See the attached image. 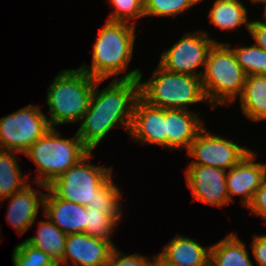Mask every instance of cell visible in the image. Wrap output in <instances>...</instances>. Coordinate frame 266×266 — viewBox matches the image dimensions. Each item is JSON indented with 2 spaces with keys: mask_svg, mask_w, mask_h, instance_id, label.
<instances>
[{
  "mask_svg": "<svg viewBox=\"0 0 266 266\" xmlns=\"http://www.w3.org/2000/svg\"><path fill=\"white\" fill-rule=\"evenodd\" d=\"M129 135L138 143L166 148L165 109L153 106L139 96L134 104Z\"/></svg>",
  "mask_w": 266,
  "mask_h": 266,
  "instance_id": "14",
  "label": "cell"
},
{
  "mask_svg": "<svg viewBox=\"0 0 266 266\" xmlns=\"http://www.w3.org/2000/svg\"><path fill=\"white\" fill-rule=\"evenodd\" d=\"M247 9L240 0H215L209 11V23L220 30L233 31L245 25L249 32Z\"/></svg>",
  "mask_w": 266,
  "mask_h": 266,
  "instance_id": "21",
  "label": "cell"
},
{
  "mask_svg": "<svg viewBox=\"0 0 266 266\" xmlns=\"http://www.w3.org/2000/svg\"><path fill=\"white\" fill-rule=\"evenodd\" d=\"M152 258L154 261H152L149 266H167L161 259L157 257V255H153Z\"/></svg>",
  "mask_w": 266,
  "mask_h": 266,
  "instance_id": "34",
  "label": "cell"
},
{
  "mask_svg": "<svg viewBox=\"0 0 266 266\" xmlns=\"http://www.w3.org/2000/svg\"><path fill=\"white\" fill-rule=\"evenodd\" d=\"M14 153L17 152L0 150V202L31 183L20 170Z\"/></svg>",
  "mask_w": 266,
  "mask_h": 266,
  "instance_id": "23",
  "label": "cell"
},
{
  "mask_svg": "<svg viewBox=\"0 0 266 266\" xmlns=\"http://www.w3.org/2000/svg\"><path fill=\"white\" fill-rule=\"evenodd\" d=\"M114 11L107 20L132 23L136 26V19L145 17L144 0H109Z\"/></svg>",
  "mask_w": 266,
  "mask_h": 266,
  "instance_id": "29",
  "label": "cell"
},
{
  "mask_svg": "<svg viewBox=\"0 0 266 266\" xmlns=\"http://www.w3.org/2000/svg\"><path fill=\"white\" fill-rule=\"evenodd\" d=\"M250 247L258 266H266V235L255 236L254 234V239Z\"/></svg>",
  "mask_w": 266,
  "mask_h": 266,
  "instance_id": "32",
  "label": "cell"
},
{
  "mask_svg": "<svg viewBox=\"0 0 266 266\" xmlns=\"http://www.w3.org/2000/svg\"><path fill=\"white\" fill-rule=\"evenodd\" d=\"M139 96L147 103L163 109L190 110L189 105L207 102L201 77L174 73L159 64L148 81L139 77Z\"/></svg>",
  "mask_w": 266,
  "mask_h": 266,
  "instance_id": "5",
  "label": "cell"
},
{
  "mask_svg": "<svg viewBox=\"0 0 266 266\" xmlns=\"http://www.w3.org/2000/svg\"><path fill=\"white\" fill-rule=\"evenodd\" d=\"M249 33L255 44L266 51V24L260 20L250 22Z\"/></svg>",
  "mask_w": 266,
  "mask_h": 266,
  "instance_id": "33",
  "label": "cell"
},
{
  "mask_svg": "<svg viewBox=\"0 0 266 266\" xmlns=\"http://www.w3.org/2000/svg\"><path fill=\"white\" fill-rule=\"evenodd\" d=\"M208 32L186 33L177 43L163 51L159 65L167 71L202 77L209 49L216 42Z\"/></svg>",
  "mask_w": 266,
  "mask_h": 266,
  "instance_id": "9",
  "label": "cell"
},
{
  "mask_svg": "<svg viewBox=\"0 0 266 266\" xmlns=\"http://www.w3.org/2000/svg\"><path fill=\"white\" fill-rule=\"evenodd\" d=\"M51 126L41 108L27 105L0 118V150L24 154Z\"/></svg>",
  "mask_w": 266,
  "mask_h": 266,
  "instance_id": "8",
  "label": "cell"
},
{
  "mask_svg": "<svg viewBox=\"0 0 266 266\" xmlns=\"http://www.w3.org/2000/svg\"><path fill=\"white\" fill-rule=\"evenodd\" d=\"M44 196V192L36 191L29 184L23 190L8 197L10 202L6 218L17 233L24 234L35 223L39 208L43 206Z\"/></svg>",
  "mask_w": 266,
  "mask_h": 266,
  "instance_id": "17",
  "label": "cell"
},
{
  "mask_svg": "<svg viewBox=\"0 0 266 266\" xmlns=\"http://www.w3.org/2000/svg\"><path fill=\"white\" fill-rule=\"evenodd\" d=\"M200 0H144V12L146 16L176 17L187 11Z\"/></svg>",
  "mask_w": 266,
  "mask_h": 266,
  "instance_id": "28",
  "label": "cell"
},
{
  "mask_svg": "<svg viewBox=\"0 0 266 266\" xmlns=\"http://www.w3.org/2000/svg\"><path fill=\"white\" fill-rule=\"evenodd\" d=\"M91 156L90 151L47 188L58 198L87 207L95 193L112 177V167L90 164Z\"/></svg>",
  "mask_w": 266,
  "mask_h": 266,
  "instance_id": "7",
  "label": "cell"
},
{
  "mask_svg": "<svg viewBox=\"0 0 266 266\" xmlns=\"http://www.w3.org/2000/svg\"><path fill=\"white\" fill-rule=\"evenodd\" d=\"M210 249L211 246L204 247L192 238L176 234L156 255L167 266H209Z\"/></svg>",
  "mask_w": 266,
  "mask_h": 266,
  "instance_id": "18",
  "label": "cell"
},
{
  "mask_svg": "<svg viewBox=\"0 0 266 266\" xmlns=\"http://www.w3.org/2000/svg\"><path fill=\"white\" fill-rule=\"evenodd\" d=\"M122 192L115 185L113 178H110L98 191L95 193V198L88 203L87 207H94L110 218H122Z\"/></svg>",
  "mask_w": 266,
  "mask_h": 266,
  "instance_id": "24",
  "label": "cell"
},
{
  "mask_svg": "<svg viewBox=\"0 0 266 266\" xmlns=\"http://www.w3.org/2000/svg\"><path fill=\"white\" fill-rule=\"evenodd\" d=\"M246 76L266 75V51L255 43L251 46L231 48Z\"/></svg>",
  "mask_w": 266,
  "mask_h": 266,
  "instance_id": "25",
  "label": "cell"
},
{
  "mask_svg": "<svg viewBox=\"0 0 266 266\" xmlns=\"http://www.w3.org/2000/svg\"><path fill=\"white\" fill-rule=\"evenodd\" d=\"M104 81H95L89 108L76 132L91 152L118 124L129 134L134 104L139 97L138 79H114L106 88L99 90Z\"/></svg>",
  "mask_w": 266,
  "mask_h": 266,
  "instance_id": "1",
  "label": "cell"
},
{
  "mask_svg": "<svg viewBox=\"0 0 266 266\" xmlns=\"http://www.w3.org/2000/svg\"><path fill=\"white\" fill-rule=\"evenodd\" d=\"M239 99L244 116L255 122L266 120V75L246 76Z\"/></svg>",
  "mask_w": 266,
  "mask_h": 266,
  "instance_id": "19",
  "label": "cell"
},
{
  "mask_svg": "<svg viewBox=\"0 0 266 266\" xmlns=\"http://www.w3.org/2000/svg\"><path fill=\"white\" fill-rule=\"evenodd\" d=\"M122 218H110L94 207H86L85 233L105 241H112L111 234Z\"/></svg>",
  "mask_w": 266,
  "mask_h": 266,
  "instance_id": "26",
  "label": "cell"
},
{
  "mask_svg": "<svg viewBox=\"0 0 266 266\" xmlns=\"http://www.w3.org/2000/svg\"><path fill=\"white\" fill-rule=\"evenodd\" d=\"M96 80L80 68L62 70L55 76L46 97L51 128L81 122L89 108Z\"/></svg>",
  "mask_w": 266,
  "mask_h": 266,
  "instance_id": "3",
  "label": "cell"
},
{
  "mask_svg": "<svg viewBox=\"0 0 266 266\" xmlns=\"http://www.w3.org/2000/svg\"><path fill=\"white\" fill-rule=\"evenodd\" d=\"M231 47L229 42H214L202 68V86L212 110L218 105L235 102L246 82V74Z\"/></svg>",
  "mask_w": 266,
  "mask_h": 266,
  "instance_id": "4",
  "label": "cell"
},
{
  "mask_svg": "<svg viewBox=\"0 0 266 266\" xmlns=\"http://www.w3.org/2000/svg\"><path fill=\"white\" fill-rule=\"evenodd\" d=\"M12 262L13 266H58L50 255L32 247L25 240L14 247Z\"/></svg>",
  "mask_w": 266,
  "mask_h": 266,
  "instance_id": "27",
  "label": "cell"
},
{
  "mask_svg": "<svg viewBox=\"0 0 266 266\" xmlns=\"http://www.w3.org/2000/svg\"><path fill=\"white\" fill-rule=\"evenodd\" d=\"M89 152L77 133L72 139H67L60 137L56 128H51L24 154L37 166L40 177L36 176L34 183L46 189L54 179L76 165Z\"/></svg>",
  "mask_w": 266,
  "mask_h": 266,
  "instance_id": "6",
  "label": "cell"
},
{
  "mask_svg": "<svg viewBox=\"0 0 266 266\" xmlns=\"http://www.w3.org/2000/svg\"><path fill=\"white\" fill-rule=\"evenodd\" d=\"M209 266H254L246 249V243L237 233H230L211 245Z\"/></svg>",
  "mask_w": 266,
  "mask_h": 266,
  "instance_id": "20",
  "label": "cell"
},
{
  "mask_svg": "<svg viewBox=\"0 0 266 266\" xmlns=\"http://www.w3.org/2000/svg\"><path fill=\"white\" fill-rule=\"evenodd\" d=\"M199 114L191 110L165 109L166 148H190L191 143L205 127Z\"/></svg>",
  "mask_w": 266,
  "mask_h": 266,
  "instance_id": "15",
  "label": "cell"
},
{
  "mask_svg": "<svg viewBox=\"0 0 266 266\" xmlns=\"http://www.w3.org/2000/svg\"><path fill=\"white\" fill-rule=\"evenodd\" d=\"M250 1L252 4H255L257 2H259V3L261 2V3L265 4V6H266V0H250Z\"/></svg>",
  "mask_w": 266,
  "mask_h": 266,
  "instance_id": "35",
  "label": "cell"
},
{
  "mask_svg": "<svg viewBox=\"0 0 266 266\" xmlns=\"http://www.w3.org/2000/svg\"><path fill=\"white\" fill-rule=\"evenodd\" d=\"M43 200V217L49 218L65 234L85 232L86 207L56 197L48 188Z\"/></svg>",
  "mask_w": 266,
  "mask_h": 266,
  "instance_id": "16",
  "label": "cell"
},
{
  "mask_svg": "<svg viewBox=\"0 0 266 266\" xmlns=\"http://www.w3.org/2000/svg\"><path fill=\"white\" fill-rule=\"evenodd\" d=\"M152 260L141 254L125 255L117 247L113 249L105 266H149Z\"/></svg>",
  "mask_w": 266,
  "mask_h": 266,
  "instance_id": "30",
  "label": "cell"
},
{
  "mask_svg": "<svg viewBox=\"0 0 266 266\" xmlns=\"http://www.w3.org/2000/svg\"><path fill=\"white\" fill-rule=\"evenodd\" d=\"M116 246L113 241L92 237L87 233L69 234L60 264L69 266H105ZM73 263V264H72Z\"/></svg>",
  "mask_w": 266,
  "mask_h": 266,
  "instance_id": "12",
  "label": "cell"
},
{
  "mask_svg": "<svg viewBox=\"0 0 266 266\" xmlns=\"http://www.w3.org/2000/svg\"><path fill=\"white\" fill-rule=\"evenodd\" d=\"M135 29L136 26L132 22L128 24L106 20L92 46L91 66L82 63L79 68L98 80H106L112 76H115V79H139L141 71L137 68L120 78L116 77L127 71L133 58Z\"/></svg>",
  "mask_w": 266,
  "mask_h": 266,
  "instance_id": "2",
  "label": "cell"
},
{
  "mask_svg": "<svg viewBox=\"0 0 266 266\" xmlns=\"http://www.w3.org/2000/svg\"><path fill=\"white\" fill-rule=\"evenodd\" d=\"M264 17H265V24H266V6H265V11H264Z\"/></svg>",
  "mask_w": 266,
  "mask_h": 266,
  "instance_id": "36",
  "label": "cell"
},
{
  "mask_svg": "<svg viewBox=\"0 0 266 266\" xmlns=\"http://www.w3.org/2000/svg\"><path fill=\"white\" fill-rule=\"evenodd\" d=\"M256 154L251 151L226 174L229 201L234 200L233 196L242 195L240 204L246 208L266 177V164L254 162L257 159Z\"/></svg>",
  "mask_w": 266,
  "mask_h": 266,
  "instance_id": "13",
  "label": "cell"
},
{
  "mask_svg": "<svg viewBox=\"0 0 266 266\" xmlns=\"http://www.w3.org/2000/svg\"><path fill=\"white\" fill-rule=\"evenodd\" d=\"M250 152L251 149L242 147L220 135L212 134L204 127L186 153L193 158L189 165H208L227 171Z\"/></svg>",
  "mask_w": 266,
  "mask_h": 266,
  "instance_id": "10",
  "label": "cell"
},
{
  "mask_svg": "<svg viewBox=\"0 0 266 266\" xmlns=\"http://www.w3.org/2000/svg\"><path fill=\"white\" fill-rule=\"evenodd\" d=\"M39 222L34 237L25 239L32 247L50 255L59 265L65 253L67 234L61 231L49 218Z\"/></svg>",
  "mask_w": 266,
  "mask_h": 266,
  "instance_id": "22",
  "label": "cell"
},
{
  "mask_svg": "<svg viewBox=\"0 0 266 266\" xmlns=\"http://www.w3.org/2000/svg\"><path fill=\"white\" fill-rule=\"evenodd\" d=\"M227 171L208 165H189L185 179L191 190L193 200L219 208L229 205Z\"/></svg>",
  "mask_w": 266,
  "mask_h": 266,
  "instance_id": "11",
  "label": "cell"
},
{
  "mask_svg": "<svg viewBox=\"0 0 266 266\" xmlns=\"http://www.w3.org/2000/svg\"><path fill=\"white\" fill-rule=\"evenodd\" d=\"M255 216L263 218L266 223V177L254 194L251 203L247 206Z\"/></svg>",
  "mask_w": 266,
  "mask_h": 266,
  "instance_id": "31",
  "label": "cell"
}]
</instances>
